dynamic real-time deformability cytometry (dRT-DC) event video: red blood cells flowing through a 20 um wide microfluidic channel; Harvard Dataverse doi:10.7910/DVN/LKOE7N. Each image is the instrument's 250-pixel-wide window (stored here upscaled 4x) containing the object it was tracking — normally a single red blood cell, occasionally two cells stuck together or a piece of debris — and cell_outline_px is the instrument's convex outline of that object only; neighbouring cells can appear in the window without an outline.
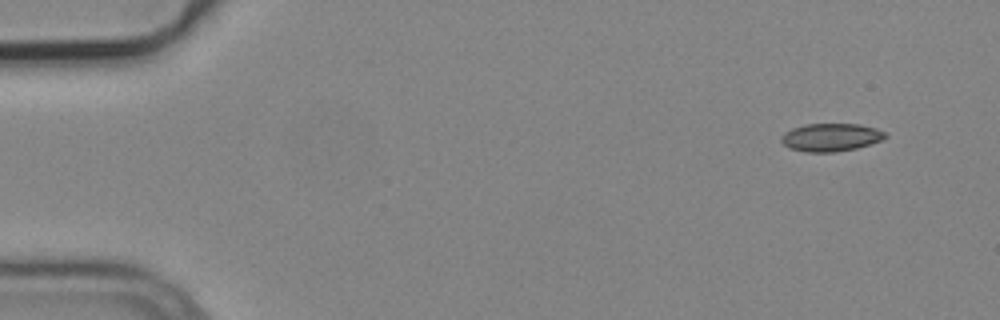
{"species": "common noctule bat (a hibernating species)", "species_latin": "Nyctalus noctula", "temperature_condition": "cold", "stored_images_in_passage": 5, "camera_frame_rate_fps": 3000, "um_per_image_px": 0.085, "animal": {"sex": "male", "body_mass_g": 19.2, "forearm_length_mm": 51.8}, "frame": {"image": 1, "passage_image": 1, "time_ms": 0.0, "image_size_px": [1000, 320], "cell_outline_px": [[888, 136], [880, 140], [856, 148], [836, 152], [808, 152], [792, 148], [784, 144], [780, 140], [780, 136], [784, 132], [792, 128], [808, 124], [860, 124], [876, 128], [888, 132]], "centroid_in_image_um": [70.64, 11.66], "position_along_channel_um": 14.4, "area_um2": 16.88}}
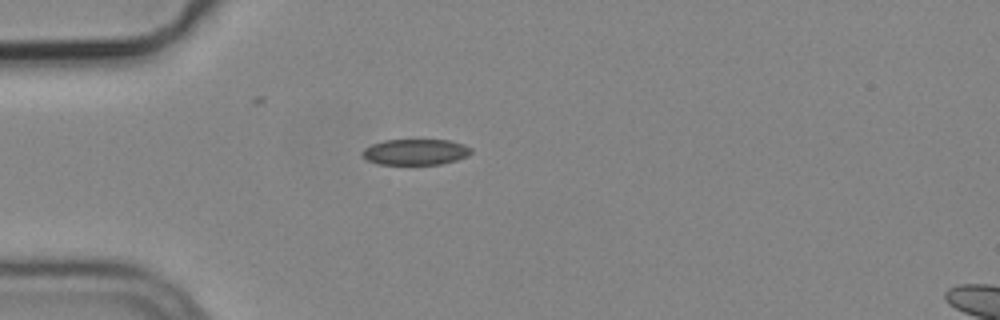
{"frame": {"image": 2, "passage_image": 4, "time_ms": 1.0, "image_size_px": [1000, 320], "cell_outline_px": [[472, 152], [468, 156], [456, 160], [440, 164], [376, 164], [360, 156], [360, 152], [364, 148], [372, 144], [384, 140], [448, 140], [464, 144], [472, 148]], "centroid_in_image_um": [35.29, 12.92], "position_along_channel_um": 49.7, "area_um2": 16.53}}